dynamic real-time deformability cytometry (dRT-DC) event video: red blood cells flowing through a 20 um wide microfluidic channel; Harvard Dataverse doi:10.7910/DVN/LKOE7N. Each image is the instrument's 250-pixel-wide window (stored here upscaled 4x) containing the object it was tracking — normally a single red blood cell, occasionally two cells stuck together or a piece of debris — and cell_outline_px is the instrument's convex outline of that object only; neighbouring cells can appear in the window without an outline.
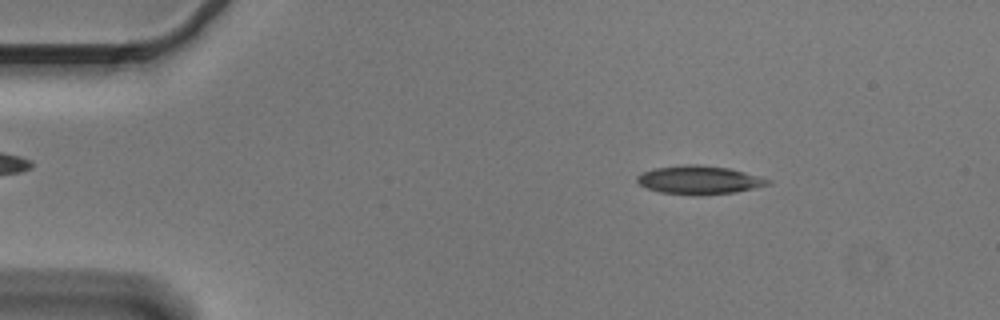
{"species": "Egyptian fruit bat (a non-hibernating species)", "species_latin": "Rousettus aegyptiacus", "temperature_condition": "cold", "stored_images_in_passage": 11, "camera_frame_rate_fps": 3000, "um_per_image_px": 0.085, "animal": {"sex": "male"}, "frame": {"image": 1, "passage_image": 4, "time_ms": 1.0, "image_size_px": [1000, 320], "cell_outline_px": [[772, 184], [736, 192], [700, 196], [692, 196], [660, 192], [648, 188], [640, 184], [636, 180], [636, 176], [640, 172], [656, 168], [684, 164], [696, 164], [728, 168], [744, 172], [772, 180]], "centroid_in_image_um": [59.42, 15.31], "position_along_channel_um": 25.6, "area_um2": 21.91}}